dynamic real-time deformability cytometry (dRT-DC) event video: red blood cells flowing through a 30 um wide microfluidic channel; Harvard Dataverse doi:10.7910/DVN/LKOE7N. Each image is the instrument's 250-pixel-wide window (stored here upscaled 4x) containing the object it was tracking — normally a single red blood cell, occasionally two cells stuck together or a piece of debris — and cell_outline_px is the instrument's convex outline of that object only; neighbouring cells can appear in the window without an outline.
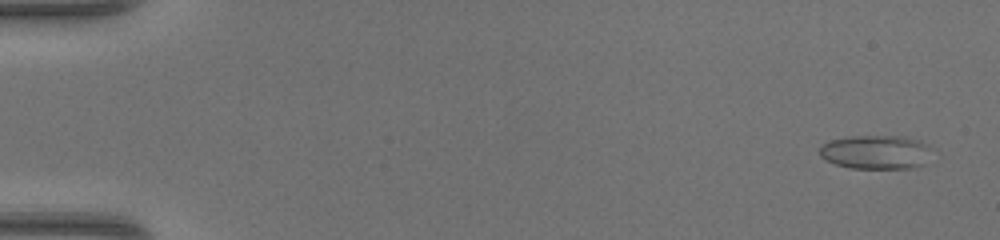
{"species": "common noctule bat (a hibernating species)", "species_latin": "Nyctalus noctula", "temperature_condition": "warm", "stored_images_in_passage": 49, "camera_frame_rate_fps": 3000, "um_per_image_px": 0.085, "animal": {"sex": "female", "body_mass_g": 17.0, "forearm_length_mm": 48.0}, "frame": {"image": 1, "passage_image": 3, "time_ms": 0.667, "image_size_px": [1000, 240], "cell_outline_px": [[924, 164], [916, 168], [848, 168], [824, 160], [820, 156], [820, 148], [824, 144], [832, 140], [852, 136], [892, 136], [912, 140], [920, 144]], "centroid_in_image_um": [74.22, 12.96], "position_along_channel_um": 10.8, "area_um2": 20.87}}
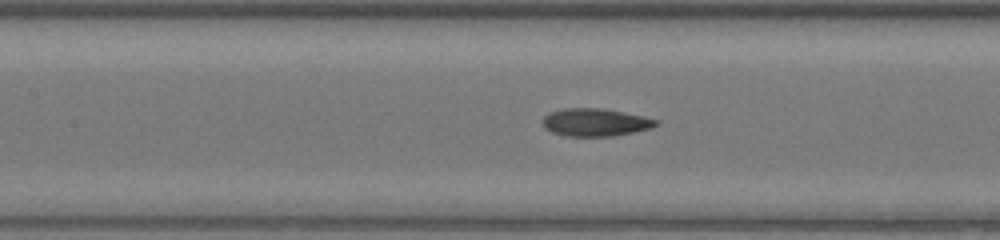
{"frame": {"image": 2, "passage_image": 24, "time_ms": 7.667, "image_size_px": [1000, 240], "cell_outline_px": [[660, 124], [652, 128], [612, 136], [564, 136], [552, 132], [544, 128], [544, 116], [548, 112], [564, 108], [600, 108], [644, 116], [660, 120]], "centroid_in_image_um": [50.62, 10.39], "position_along_channel_um": 156.8, "area_um2": 18.38}}
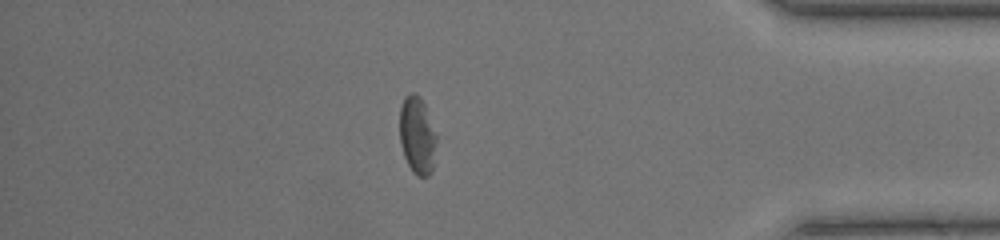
{"frame": {"image": 3, "passage_image": 43, "time_ms": 14.0, "image_size_px": [1000, 240], "cell_outline_px": [[436, 140], [432, 172], [428, 176], [416, 176], [412, 172], [404, 156], [400, 144], [400, 108], [404, 96], [408, 92], [412, 92], [420, 96], [424, 104], [436, 136]], "centroid_in_image_um": [35.44, 11.51], "position_along_channel_um": 399.8, "area_um2": 16.59}, "authors_computed_cell_mechanics": {"area_um2": 18.5538, "velocity_mm_per_s": 4.3276, "shape_relaxation_time_tau1_ms": null, "shape_relaxation_time_tau2_ms": 1.4928, "deformation_change_tau1": null, "deformation_change_tau2": 0.086}}